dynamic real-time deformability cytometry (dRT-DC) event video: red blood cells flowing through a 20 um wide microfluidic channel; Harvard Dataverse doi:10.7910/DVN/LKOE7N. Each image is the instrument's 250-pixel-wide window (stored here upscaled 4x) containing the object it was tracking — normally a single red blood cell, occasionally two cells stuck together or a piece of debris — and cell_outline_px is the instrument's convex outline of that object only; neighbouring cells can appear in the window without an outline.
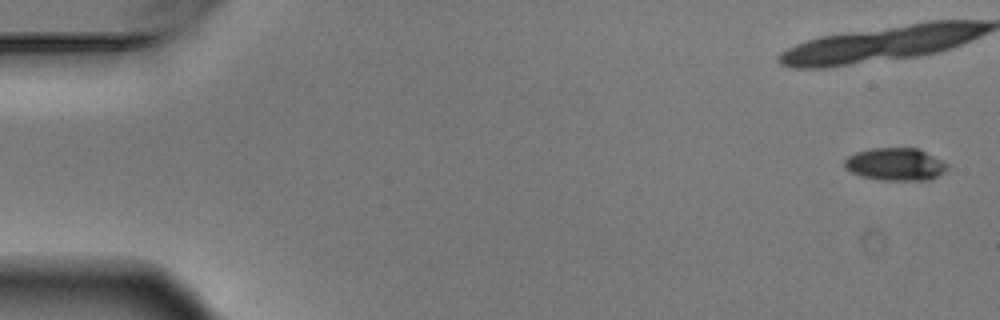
{"species": "Egyptian fruit bat (a non-hibernating species)", "species_latin": "Rousettus aegyptiacus", "temperature_condition": "warm", "stored_images_in_passage": 6, "camera_frame_rate_fps": 3000, "um_per_image_px": 0.085, "animal": {"sex": "male"}, "frame": {"image": 1, "passage_image": 1, "time_ms": 0.0, "image_size_px": [1000, 320], "cell_outline_px": [[948, 168], [944, 172], [932, 180], [880, 180], [860, 176], [844, 168], [844, 160], [848, 156], [856, 152], [872, 148], [920, 148], [948, 164]], "centroid_in_image_um": [76.11, 13.96], "position_along_channel_um": 8.9, "area_um2": 19.71}}
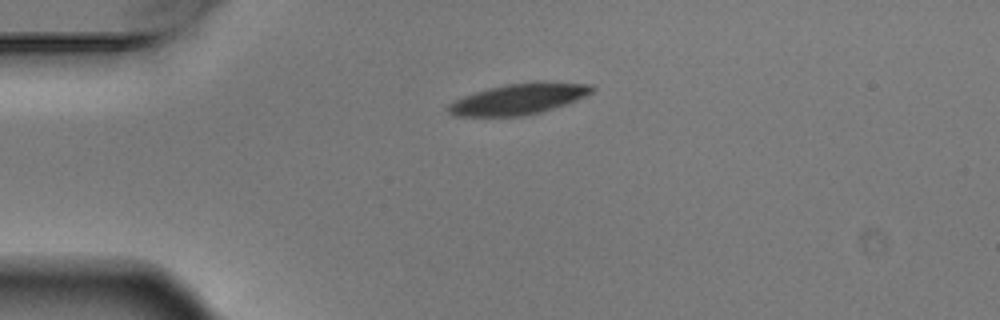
{"frame": {"image": 2, "passage_image": 6, "time_ms": 1.667, "image_size_px": [1000, 320], "cell_outline_px": [[596, 88], [592, 92], [576, 100], [540, 112], [524, 116], [452, 116], [448, 112], [448, 104], [464, 96], [488, 88], [508, 84], [540, 80], [544, 80], [596, 84]], "centroid_in_image_um": [44.15, 8.38], "position_along_channel_um": 40.8, "area_um2": 26.07}}